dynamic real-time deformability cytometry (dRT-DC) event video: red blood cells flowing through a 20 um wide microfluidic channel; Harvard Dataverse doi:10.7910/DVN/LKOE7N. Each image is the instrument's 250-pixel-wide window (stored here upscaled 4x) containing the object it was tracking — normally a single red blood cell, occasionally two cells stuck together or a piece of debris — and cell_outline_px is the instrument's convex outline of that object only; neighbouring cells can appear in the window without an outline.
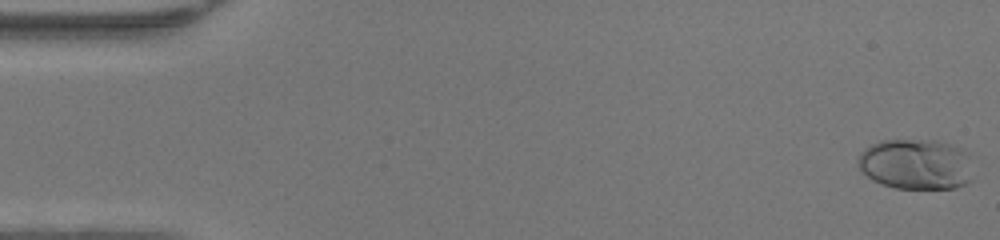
{"species": "human", "species_latin": "Homo sapiens", "temperature_condition": "warm", "stored_images_in_passage": 49, "camera_frame_rate_fps": 3000, "um_per_image_px": 0.085, "donor": {"sex": "female"}, "frame": {"image": 1, "passage_image": 1, "time_ms": 0.0, "image_size_px": [1000, 240], "cell_outline_px": [[972, 180], [968, 184], [956, 188], [896, 188], [872, 180], [860, 172], [856, 164], [856, 160], [860, 152], [864, 148], [880, 140], [936, 140], [964, 148], [968, 152]], "centroid_in_image_um": [77.84, 13.95], "position_along_channel_um": 7.2, "area_um2": 34.51}}
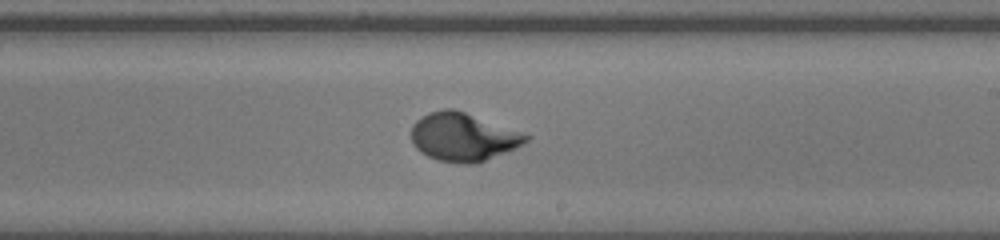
{"frame": {"image": 2, "passage_image": 29, "time_ms": 9.333, "image_size_px": [1000, 240], "cell_outline_px": [[532, 136], [524, 144], [516, 148], [476, 164], [464, 164], [436, 160], [420, 152], [412, 144], [412, 124], [416, 120], [428, 112], [444, 108], [452, 108], [464, 112]], "centroid_in_image_um": [39.34, 11.65], "position_along_channel_um": 249.7, "area_um2": 32.19}}
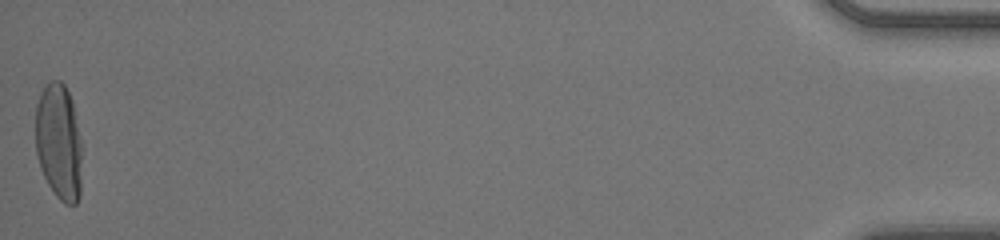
{"frame": {"image": 3, "passage_image": 49, "time_ms": 16.0, "image_size_px": [1000, 240], "cell_outline_px": [[80, 196], [76, 204], [64, 204], [56, 196], [48, 184], [40, 168], [36, 156], [36, 104], [40, 92], [52, 80], [60, 80], [64, 84], [72, 100], [80, 140]], "centroid_in_image_um": [4.98, 12.07], "position_along_channel_um": 430.2, "area_um2": 31.33}, "authors_computed_cell_mechanics": {"area_um2": 30.9808, "velocity_mm_per_s": 4.2618, "shape_relaxation_time_tau1_ms": 3.4656, "shape_relaxation_time_tau2_ms": null, "deformation_change_tau1": 0.2109, "deformation_change_tau2": null}}